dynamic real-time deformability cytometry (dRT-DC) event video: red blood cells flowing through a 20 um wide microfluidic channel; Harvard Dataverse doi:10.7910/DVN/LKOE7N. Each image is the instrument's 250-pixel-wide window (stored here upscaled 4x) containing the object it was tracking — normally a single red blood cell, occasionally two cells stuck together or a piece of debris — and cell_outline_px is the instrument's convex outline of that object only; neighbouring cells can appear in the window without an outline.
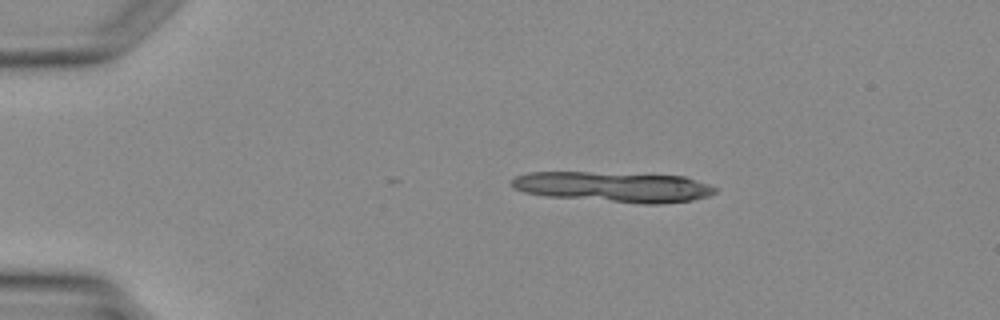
{"species": "Egyptian fruit bat (a non-hibernating species)", "species_latin": "Rousettus aegyptiacus", "temperature_condition": "warm", "stored_images_in_passage": 2, "camera_frame_rate_fps": 3000, "um_per_image_px": 0.085, "animal": {"sex": "female"}, "frame": {"image": 1, "passage_image": 1, "time_ms": 0.0, "image_size_px": [1000, 320], "cell_outline_px": [[716, 192], [708, 196], [692, 200], [660, 204], [640, 204], [548, 196], [524, 192], [516, 188], [512, 184], [512, 180], [516, 176], [528, 172], [588, 172], [684, 176], [708, 184], [716, 188]], "centroid_in_image_um": [52.18, 15.89], "position_along_channel_um": 32.8, "area_um2": 35.78}}